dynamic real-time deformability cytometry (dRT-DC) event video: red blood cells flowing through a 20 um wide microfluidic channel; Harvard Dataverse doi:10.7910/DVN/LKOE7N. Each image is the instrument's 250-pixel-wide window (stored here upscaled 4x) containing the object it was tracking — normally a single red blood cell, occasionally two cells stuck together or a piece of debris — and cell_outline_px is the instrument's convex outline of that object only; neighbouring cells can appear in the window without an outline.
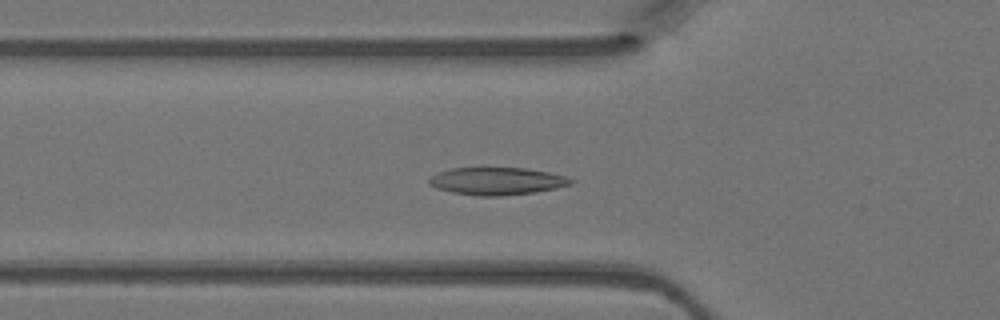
{"species": "Egyptian fruit bat (a non-hibernating species)", "species_latin": "Rousettus aegyptiacus", "temperature_condition": "warm", "stored_images_in_passage": 47, "segment_of_instrument_passage": [1, 2], "camera_frame_rate_fps": 3000, "um_per_image_px": 0.085, "animal": {"sex": "female"}, "frame": {"image": 1, "passage_image": 15, "time_ms": 4.667, "image_size_px": [1000, 320], "cell_outline_px": [[576, 180], [572, 184], [556, 188], [536, 192], [504, 196], [476, 196], [452, 192], [436, 188], [428, 184], [428, 180], [432, 176], [440, 172], [452, 168], [524, 168], [548, 172], [564, 176]], "centroid_in_image_um": [42.25, 15.41], "position_along_channel_um": 83.5, "area_um2": 22.72}}
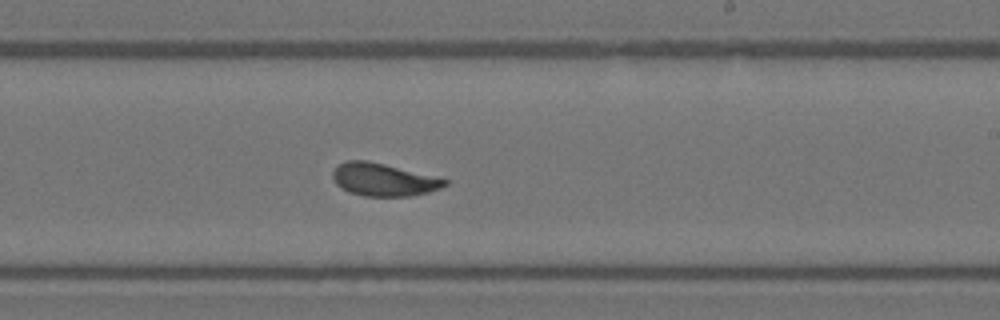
{"frame": {"image": 2, "passage_image": 27, "time_ms": 8.667, "image_size_px": [1000, 320], "cell_outline_px": [[448, 184], [440, 188], [428, 192], [408, 196], [364, 196], [348, 192], [336, 184], [332, 176], [332, 172], [340, 164], [348, 160], [368, 160], [448, 180]], "centroid_in_image_um": [32.56, 15.27], "position_along_channel_um": 256.4, "area_um2": 21.04}}
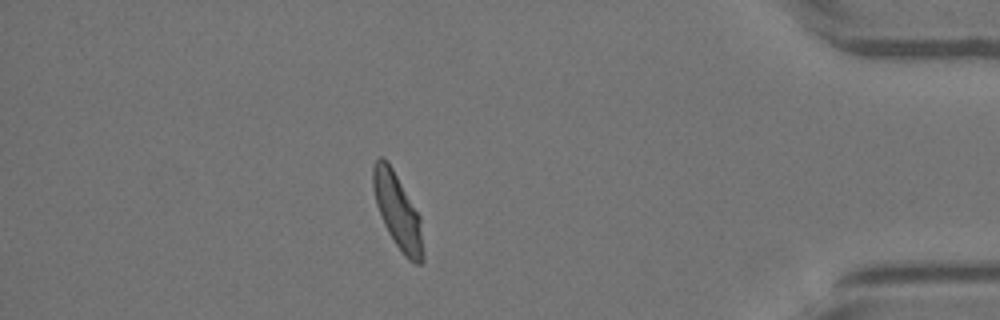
{"frame": {"image": 3, "passage_image": 40, "time_ms": 13.0, "image_size_px": [1000, 320], "cell_outline_px": [[424, 260], [420, 264], [416, 264], [408, 260], [404, 256], [388, 232], [384, 224], [376, 204], [372, 184], [372, 164], [380, 156], [392, 168], [420, 216], [424, 256]], "centroid_in_image_um": [33.8, 17.99], "position_along_channel_um": 401.4, "area_um2": 21.62}}